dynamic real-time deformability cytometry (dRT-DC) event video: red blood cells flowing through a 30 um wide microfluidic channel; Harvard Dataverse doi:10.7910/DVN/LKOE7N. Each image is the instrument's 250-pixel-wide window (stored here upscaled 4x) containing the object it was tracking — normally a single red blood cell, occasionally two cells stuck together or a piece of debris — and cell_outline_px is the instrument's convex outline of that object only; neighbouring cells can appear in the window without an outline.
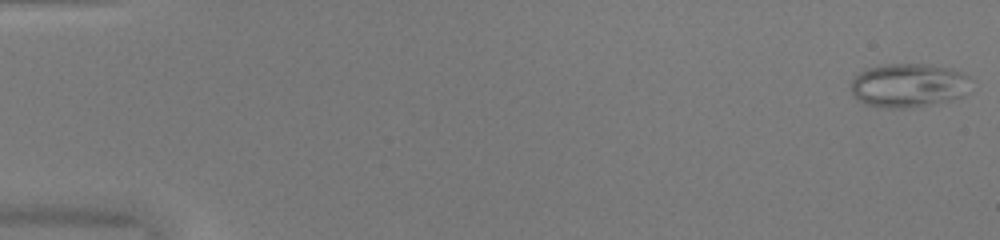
{"species": "common noctule bat (a hibernating species)", "species_latin": "Nyctalus noctula", "temperature_condition": "warm", "stored_images_in_passage": 51, "camera_frame_rate_fps": 3000, "um_per_image_px": 0.085, "animal": {"sex": "female", "body_mass_g": 20.0, "forearm_length_mm": 54.0}, "frame": {"image": 1, "passage_image": 1, "time_ms": 0.0, "image_size_px": [1000, 240], "cell_outline_px": [[968, 76], [964, 96], [948, 100], [912, 108], [884, 108], [864, 104], [856, 100], [852, 92], [852, 80], [864, 68], [888, 64], [928, 64], [952, 68]], "centroid_in_image_um": [77.16, 7.26], "position_along_channel_um": 7.8, "area_um2": 30.58}}
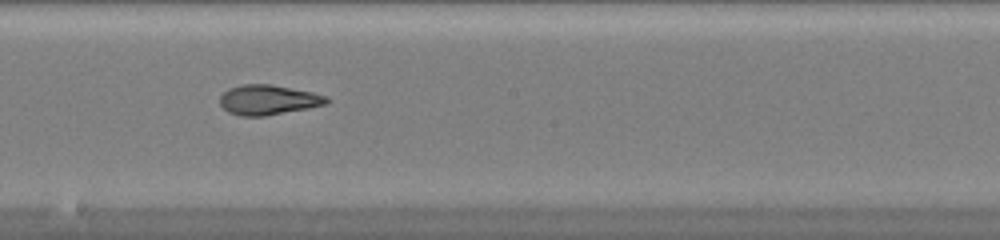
{"frame": {"image": 2, "passage_image": 29, "time_ms": 9.333, "image_size_px": [1000, 240], "cell_outline_px": [[332, 100], [324, 104], [308, 108], [264, 116], [240, 116], [228, 112], [220, 104], [220, 96], [228, 88], [244, 84], [272, 84], [312, 92], [328, 96]], "centroid_in_image_um": [22.8, 8.48], "position_along_channel_um": 225.4, "area_um2": 18.61}}
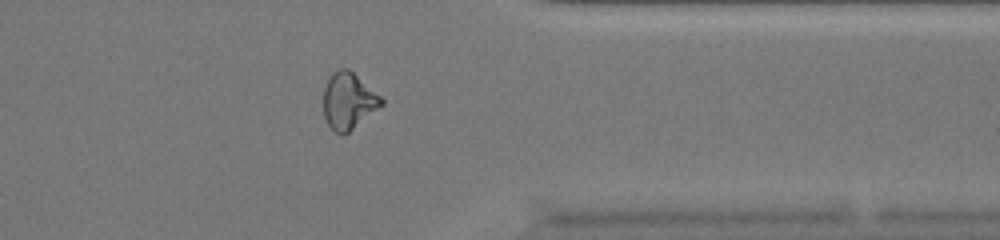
{"frame": {"image": 3, "passage_image": 41, "time_ms": 13.333, "image_size_px": [1000, 240], "cell_outline_px": [[384, 104], [348, 132], [336, 132], [328, 124], [324, 116], [324, 88], [332, 72], [340, 68], [348, 68], [380, 96], [384, 100]], "centroid_in_image_um": [29.62, 8.55], "position_along_channel_um": 381.8, "area_um2": 18.61}, "authors_computed_cell_mechanics": {"area_um2": 21.1548, "velocity_mm_per_s": 4.0968, "shape_relaxation_time_tau1_ms": null, "shape_relaxation_time_tau2_ms": 1.6735, "deformation_change_tau1": null, "deformation_change_tau2": 0.0804}}